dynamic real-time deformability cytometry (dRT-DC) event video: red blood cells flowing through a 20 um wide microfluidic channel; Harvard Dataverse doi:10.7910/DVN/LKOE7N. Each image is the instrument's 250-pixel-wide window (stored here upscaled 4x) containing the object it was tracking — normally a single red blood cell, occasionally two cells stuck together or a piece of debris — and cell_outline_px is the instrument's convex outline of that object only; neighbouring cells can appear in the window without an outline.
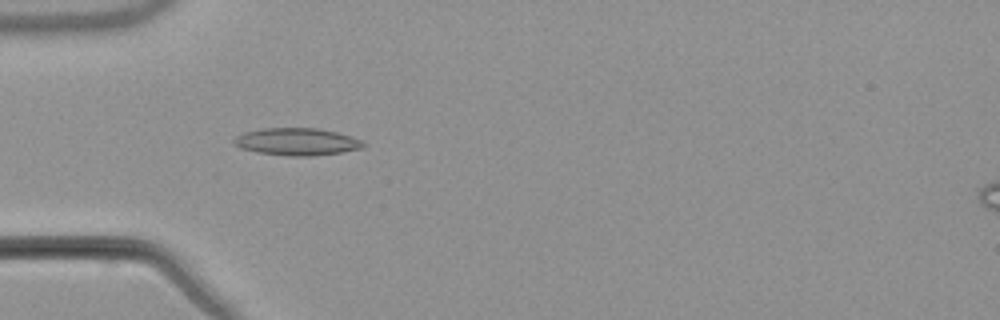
{"species": "common noctule bat (a hibernating species)", "species_latin": "Nyctalus noctula", "temperature_condition": "warm", "stored_images_in_passage": 50, "camera_frame_rate_fps": 3000, "um_per_image_px": 0.085, "animal": {"sex": "male", "body_mass_g": 21.5, "forearm_length_mm": 52.0}, "frame": {"image": 1, "passage_image": 13, "time_ms": 4.0, "image_size_px": [1000, 320], "cell_outline_px": [[368, 144], [364, 148], [344, 152], [312, 156], [288, 156], [256, 152], [240, 148], [232, 144], [232, 140], [236, 136], [244, 132], [264, 128], [316, 128], [336, 132], [364, 140]], "centroid_in_image_um": [25.26, 12.05], "position_along_channel_um": 59.7, "area_um2": 20.92}}
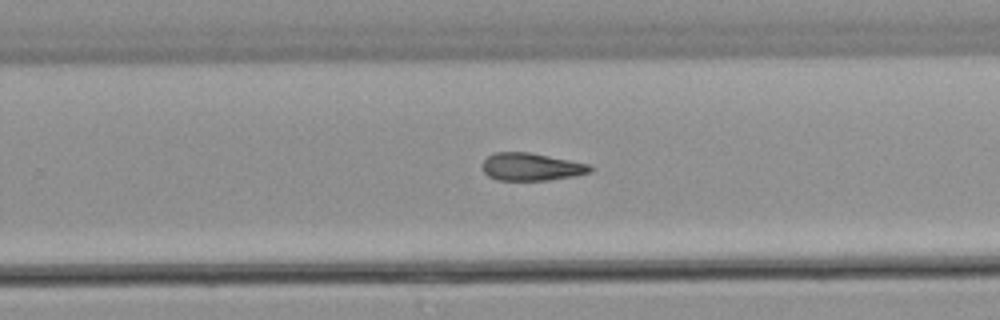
{"frame": {"image": 2, "passage_image": 31, "time_ms": 10.0, "image_size_px": [1000, 320], "cell_outline_px": [[592, 172], [576, 176], [548, 180], [496, 180], [488, 176], [484, 172], [480, 164], [488, 156], [496, 152], [528, 152], [592, 164]], "centroid_in_image_um": [45.17, 14.18], "position_along_channel_um": 284.6, "area_um2": 17.57}}
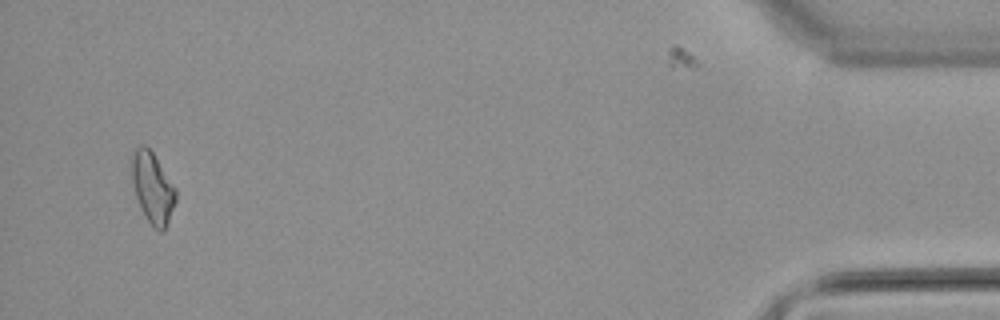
{"frame": {"image": 3, "passage_image": 48, "time_ms": 15.667, "image_size_px": [1000, 320], "cell_outline_px": [[176, 200], [164, 232], [160, 232], [152, 228], [144, 216], [140, 208], [136, 196], [132, 180], [132, 156], [136, 148], [140, 144], [144, 144], [152, 152], [176, 188]], "centroid_in_image_um": [12.97, 16.01], "position_along_channel_um": 422.2, "area_um2": 18.15}}